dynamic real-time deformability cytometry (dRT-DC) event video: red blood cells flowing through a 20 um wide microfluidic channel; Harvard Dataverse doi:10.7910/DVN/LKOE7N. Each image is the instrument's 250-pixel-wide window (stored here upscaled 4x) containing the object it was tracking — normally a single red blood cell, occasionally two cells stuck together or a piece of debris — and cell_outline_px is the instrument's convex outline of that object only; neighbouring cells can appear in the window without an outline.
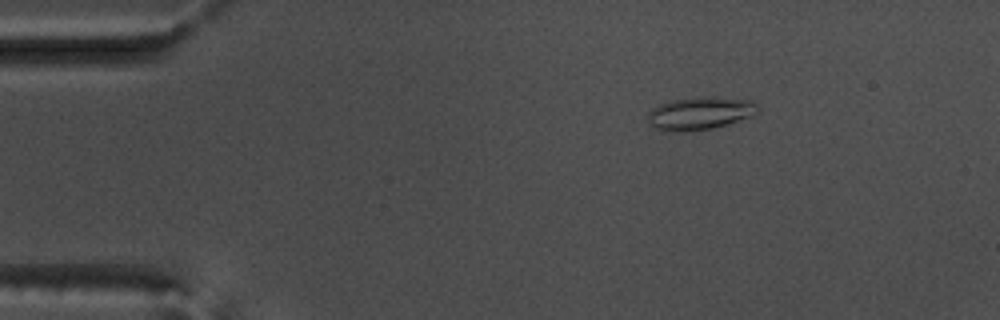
{"species": "common noctule bat (a hibernating species)", "species_latin": "Nyctalus noctula", "temperature_condition": "warm", "stored_images_in_passage": 47, "camera_frame_rate_fps": 3000, "um_per_image_px": 0.085, "animal": {"sex": "male", "body_mass_g": 17.5, "forearm_length_mm": 52.3}, "frame": {"image": 1, "passage_image": 1, "time_ms": 0.0, "image_size_px": [1000, 320], "cell_outline_px": [[760, 108], [752, 116], [712, 128], [684, 132], [680, 132], [656, 128], [648, 120], [648, 116], [652, 108], [660, 104], [672, 100], [696, 96], [712, 96], [752, 100], [760, 104]], "centroid_in_image_um": [59.55, 9.6], "position_along_channel_um": 25.4, "area_um2": 21.04}}
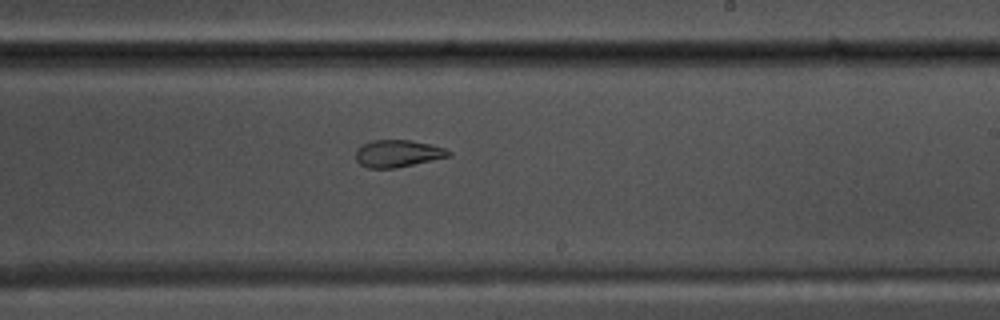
{"frame": {"image": 2, "passage_image": 25, "time_ms": 8.0, "image_size_px": [1000, 320], "cell_outline_px": [[452, 156], [396, 168], [368, 168], [360, 164], [356, 160], [356, 148], [372, 140], [408, 140], [428, 144], [444, 148], [452, 152]], "centroid_in_image_um": [33.81, 13.06], "position_along_channel_um": 255.2, "area_um2": 14.68}}
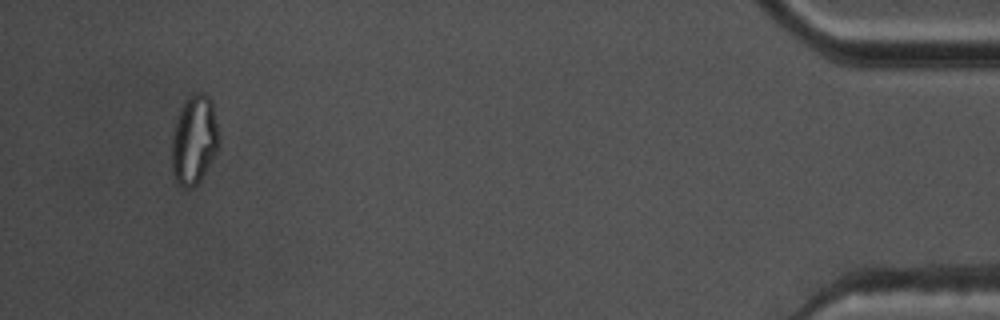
{"frame": {"image": 3, "passage_image": 44, "time_ms": 14.333, "image_size_px": [1000, 320], "cell_outline_px": [[220, 140], [216, 152], [200, 180], [192, 188], [184, 188], [176, 184], [172, 172], [172, 136], [176, 116], [184, 100], [188, 96], [196, 92], [204, 92], [212, 100], [220, 136]], "centroid_in_image_um": [16.5, 11.86], "position_along_channel_um": 418.7, "area_um2": 24.97}, "authors_computed_cell_mechanics": {"area_um2": 17.6868, "velocity_mm_per_s": 3.7412, "shape_relaxation_time_tau1_ms": null, "shape_relaxation_time_tau2_ms": 1.8761, "deformation_change_tau1": null, "deformation_change_tau2": 0.0819}}